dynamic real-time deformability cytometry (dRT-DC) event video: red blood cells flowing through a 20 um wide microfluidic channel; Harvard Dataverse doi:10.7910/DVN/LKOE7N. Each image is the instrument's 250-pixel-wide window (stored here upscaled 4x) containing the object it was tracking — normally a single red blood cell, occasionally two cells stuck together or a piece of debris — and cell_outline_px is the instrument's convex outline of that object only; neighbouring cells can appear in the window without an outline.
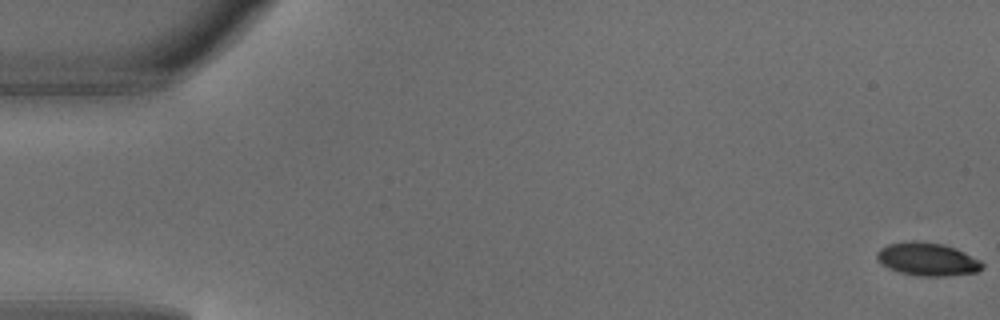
{"species": "common noctule bat (a hibernating species)", "species_latin": "Nyctalus noctula", "temperature_condition": "warm", "stored_images_in_passage": 3, "segment_of_instrument_passage": [2, 2], "camera_frame_rate_fps": 3000, "um_per_image_px": 0.085, "animal": {"sex": "male", "body_mass_g": 18.8}, "frame": {"image": 1, "passage_image": 3, "time_ms": 0.667, "image_size_px": [1000, 320], "cell_outline_px": [[984, 268], [976, 272], [944, 276], [916, 276], [900, 272], [888, 268], [880, 264], [876, 260], [876, 252], [880, 248], [888, 244], [912, 240], [916, 240], [944, 244], [956, 248], [980, 260], [984, 264]], "centroid_in_image_um": [78.8, 22.02], "position_along_channel_um": 6.2, "area_um2": 20.58}}